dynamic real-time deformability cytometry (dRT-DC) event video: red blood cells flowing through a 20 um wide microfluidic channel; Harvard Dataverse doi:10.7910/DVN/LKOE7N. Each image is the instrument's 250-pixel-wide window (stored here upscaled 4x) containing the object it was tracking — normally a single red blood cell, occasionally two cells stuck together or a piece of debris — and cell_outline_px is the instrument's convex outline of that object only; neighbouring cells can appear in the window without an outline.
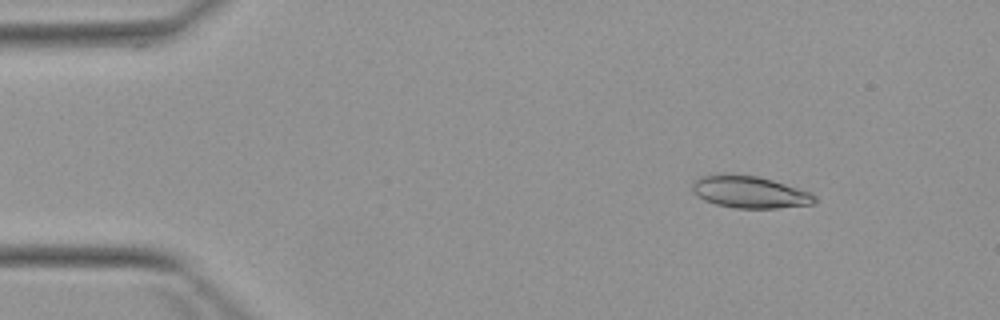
{"species": "Egyptian fruit bat (a non-hibernating species)", "species_latin": "Rousettus aegyptiacus", "temperature_condition": "warm", "stored_images_in_passage": 5, "camera_frame_rate_fps": 3000, "um_per_image_px": 0.085, "animal": {"sex": "female"}, "frame": {"image": 1, "passage_image": 2, "time_ms": 1.333, "image_size_px": [1000, 320], "cell_outline_px": [[816, 204], [776, 208], [736, 208], [716, 204], [704, 200], [696, 196], [692, 192], [692, 180], [700, 176], [724, 172], [756, 176], [772, 180], [812, 192], [816, 196]], "centroid_in_image_um": [63.69, 16.3], "position_along_channel_um": 21.3, "area_um2": 23.35}}
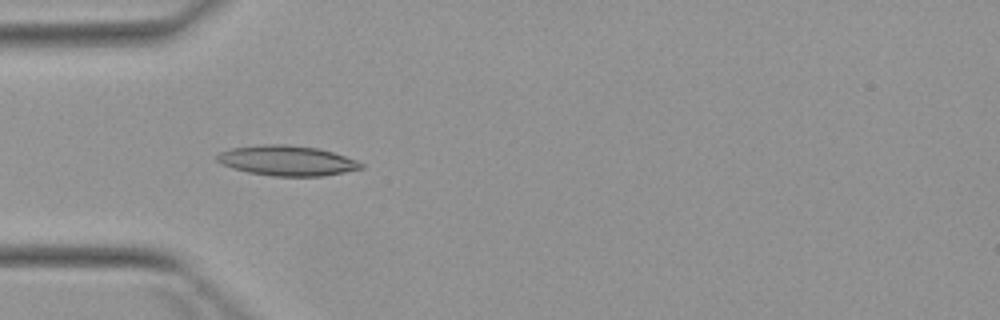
{"frame": {"image": 2, "passage_image": 4, "time_ms": 4.333, "image_size_px": [1000, 320], "cell_outline_px": [[364, 168], [324, 176], [272, 176], [248, 172], [232, 168], [220, 164], [216, 160], [216, 156], [220, 152], [232, 148], [260, 144], [288, 144], [320, 148], [356, 160], [364, 164]], "centroid_in_image_um": [24.38, 13.65], "position_along_channel_um": 60.6, "area_um2": 25.43}}
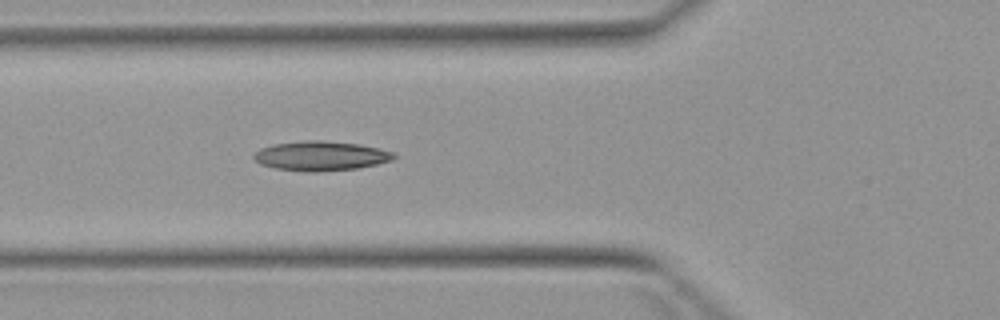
{"frame": {"image": 3, "passage_image": 5, "time_ms": 5.333, "image_size_px": [1000, 320], "cell_outline_px": [[396, 156], [392, 160], [376, 164], [356, 168], [316, 172], [312, 172], [276, 168], [260, 164], [252, 156], [260, 148], [272, 144], [304, 140], [324, 140], [360, 144], [380, 148], [396, 152]], "centroid_in_image_um": [27.29, 13.23], "position_along_channel_um": 98.5, "area_um2": 24.16}}